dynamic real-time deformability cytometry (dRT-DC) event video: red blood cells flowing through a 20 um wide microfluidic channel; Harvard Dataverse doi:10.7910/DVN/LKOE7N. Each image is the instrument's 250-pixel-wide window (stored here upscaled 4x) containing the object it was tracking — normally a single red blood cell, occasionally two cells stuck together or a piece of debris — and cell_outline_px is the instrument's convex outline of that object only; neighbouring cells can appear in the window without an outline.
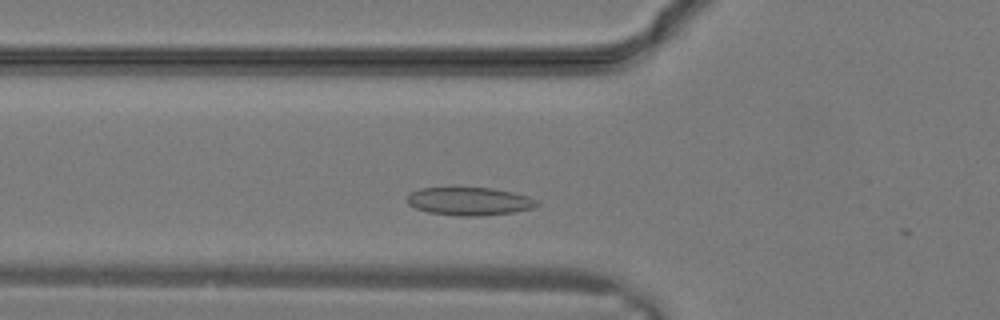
{"species": "common noctule bat (a hibernating species)", "species_latin": "Nyctalus noctula", "temperature_condition": "warm", "stored_images_in_passage": 13, "camera_frame_rate_fps": 3000, "um_per_image_px": 0.085, "animal": {"sex": "male", "body_mass_g": 19.2, "forearm_length_mm": 51.8}, "frame": {"image": 1, "passage_image": 4, "time_ms": 1.0, "image_size_px": [1000, 320], "cell_outline_px": [[540, 204], [532, 208], [512, 212], [484, 216], [460, 216], [428, 212], [416, 208], [408, 204], [408, 192], [420, 188], [492, 188], [512, 192], [528, 196], [536, 200]], "centroid_in_image_um": [39.88, 17.11], "position_along_channel_um": 85.9, "area_um2": 21.15}}
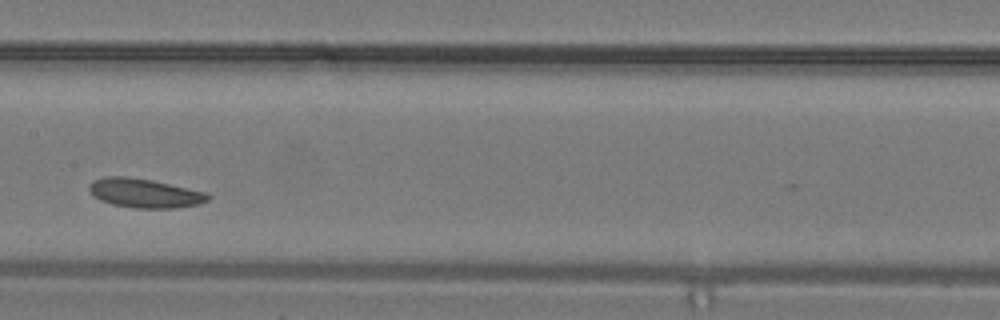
{"frame": {"image": 2, "passage_image": 9, "time_ms": 2.667, "image_size_px": [1000, 320], "cell_outline_px": [[212, 196], [208, 200], [200, 204], [176, 208], [136, 208], [112, 204], [100, 200], [92, 196], [88, 188], [92, 180], [104, 176], [124, 176], [152, 180], [208, 192]], "centroid_in_image_um": [12.3, 16.41], "position_along_channel_um": 195.1, "area_um2": 20.4}}
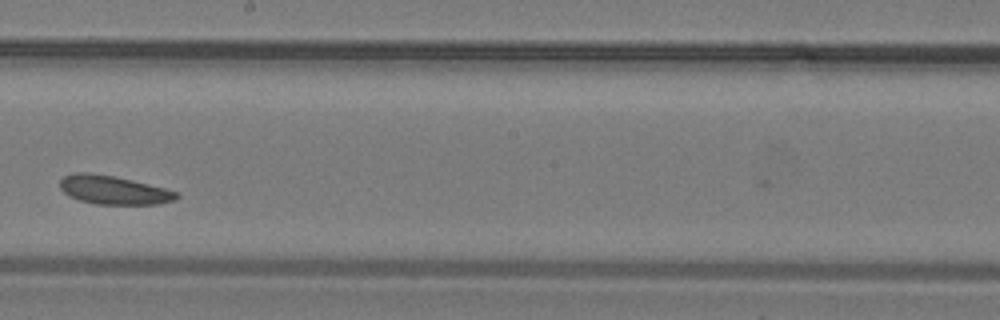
{"frame": {"image": 3, "passage_image": 11, "time_ms": 3.333, "image_size_px": [1000, 320], "cell_outline_px": [[180, 196], [176, 200], [156, 204], [96, 204], [80, 200], [68, 196], [60, 188], [60, 180], [64, 176], [76, 172], [88, 172], [112, 176], [132, 180], [164, 188], [176, 192]], "centroid_in_image_um": [9.63, 16.15], "position_along_channel_um": 238.6, "area_um2": 19.31}}